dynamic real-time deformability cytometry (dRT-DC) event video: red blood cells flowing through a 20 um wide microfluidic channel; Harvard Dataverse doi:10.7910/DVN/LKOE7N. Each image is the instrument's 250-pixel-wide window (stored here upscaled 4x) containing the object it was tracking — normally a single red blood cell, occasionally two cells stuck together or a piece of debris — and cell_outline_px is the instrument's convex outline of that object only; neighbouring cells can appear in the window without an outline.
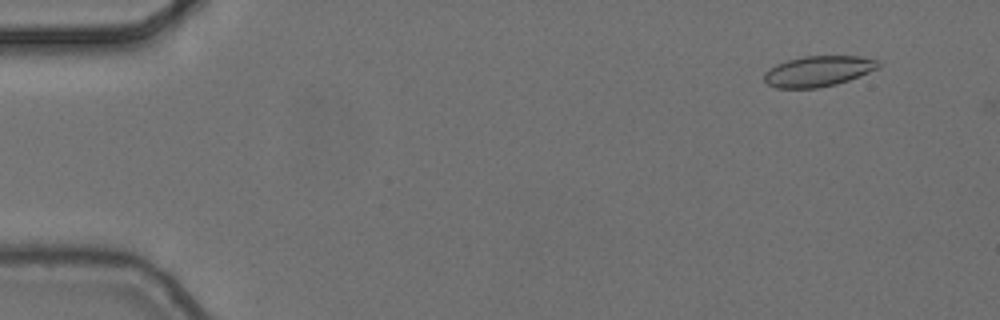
{"species": "common noctule bat (a hibernating species)", "species_latin": "Nyctalus noctula", "temperature_condition": "cold", "stored_images_in_passage": 5, "camera_frame_rate_fps": 3000, "um_per_image_px": 0.085, "animal": {"sex": "female", "body_mass_g": 24.6, "forearm_length_mm": 56.2}, "frame": {"image": 1, "passage_image": 1, "time_ms": 0.0, "image_size_px": [1000, 320], "cell_outline_px": [[880, 68], [860, 76], [836, 84], [816, 88], [776, 88], [768, 84], [764, 80], [764, 72], [768, 68], [776, 64], [788, 60], [804, 56], [860, 56], [876, 60], [880, 64]], "centroid_in_image_um": [69.54, 6.05], "position_along_channel_um": 15.5, "area_um2": 20.4}}
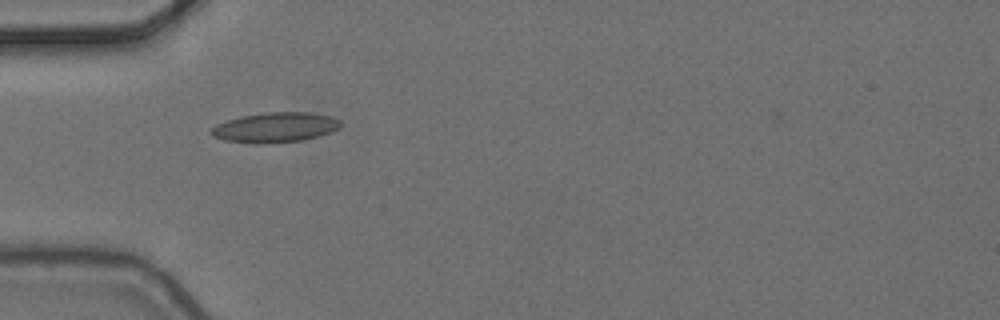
{"frame": {"image": 2, "passage_image": 4, "time_ms": 1.0, "image_size_px": [1000, 320], "cell_outline_px": [[340, 128], [332, 132], [320, 136], [300, 140], [268, 144], [256, 144], [224, 140], [212, 136], [208, 132], [216, 124], [240, 116], [268, 112], [312, 112], [332, 116], [340, 120]], "centroid_in_image_um": [23.4, 10.83], "position_along_channel_um": 61.6, "area_um2": 22.89}}
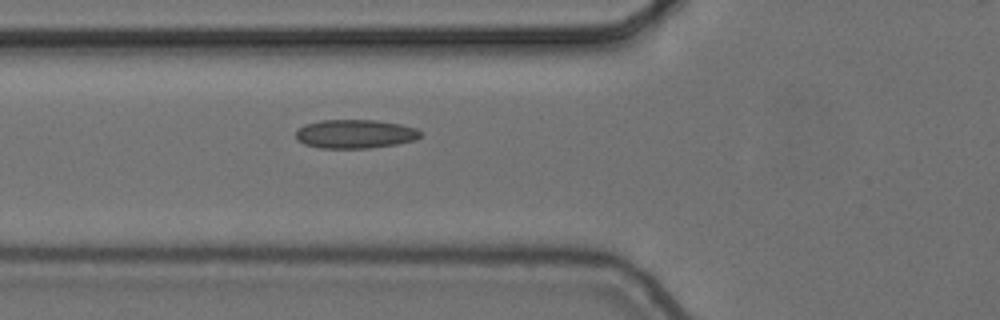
{"frame": {"image": 3, "passage_image": 5, "time_ms": 1.333, "image_size_px": [1000, 320], "cell_outline_px": [[424, 132], [416, 140], [396, 144], [368, 148], [320, 148], [304, 144], [296, 140], [296, 128], [304, 124], [320, 120], [376, 120], [400, 124], [416, 128]], "centroid_in_image_um": [30.17, 11.38], "position_along_channel_um": 95.6, "area_um2": 21.15}}